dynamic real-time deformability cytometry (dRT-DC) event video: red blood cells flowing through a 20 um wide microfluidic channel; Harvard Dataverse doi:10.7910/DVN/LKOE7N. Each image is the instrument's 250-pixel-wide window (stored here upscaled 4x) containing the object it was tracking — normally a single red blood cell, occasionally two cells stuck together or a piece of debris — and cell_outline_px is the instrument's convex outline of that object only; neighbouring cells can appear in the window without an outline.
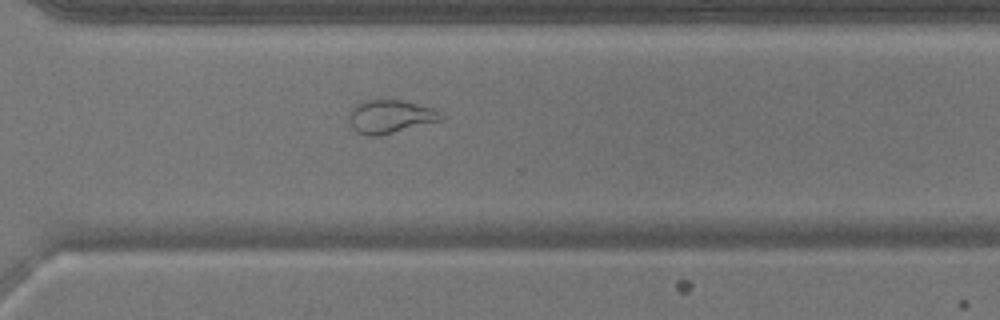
{"species": "common noctule bat (a hibernating species)", "species_latin": "Nyctalus noctula", "temperature_condition": "warm", "stored_images_in_passage": 36, "camera_frame_rate_fps": 3000, "um_per_image_px": 0.085, "animal": {"sex": "male", "body_mass_g": 17.9}, "frame": {"image": 1, "passage_image": 22, "time_ms": 7.0, "image_size_px": [1000, 320], "cell_outline_px": [[448, 116], [444, 120], [376, 136], [368, 136], [360, 132], [348, 120], [348, 116], [352, 108], [356, 104], [364, 100], [400, 100], [436, 108]], "centroid_in_image_um": [33.27, 9.89], "position_along_channel_um": 337.3, "area_um2": 17.86}}
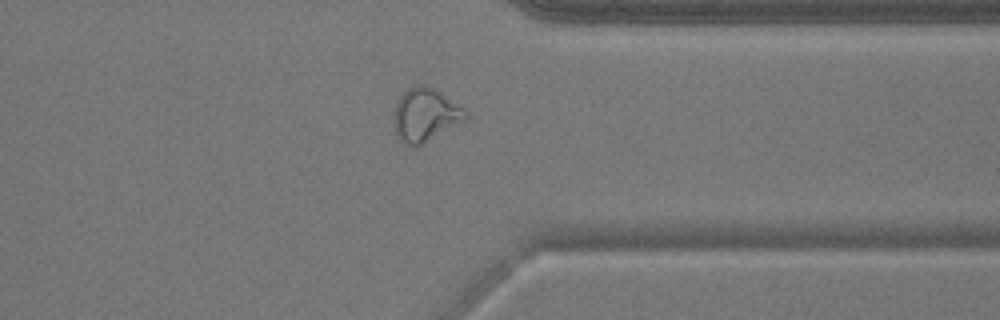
{"frame": {"image": 2, "passage_image": 25, "time_ms": 8.0, "image_size_px": [1000, 320], "cell_outline_px": [[468, 116], [464, 120], [416, 148], [400, 140], [396, 136], [392, 116], [396, 104], [400, 96], [412, 84], [424, 84], [440, 92], [464, 108], [468, 112]], "centroid_in_image_um": [36.11, 9.76], "position_along_channel_um": 375.3, "area_um2": 22.31}}
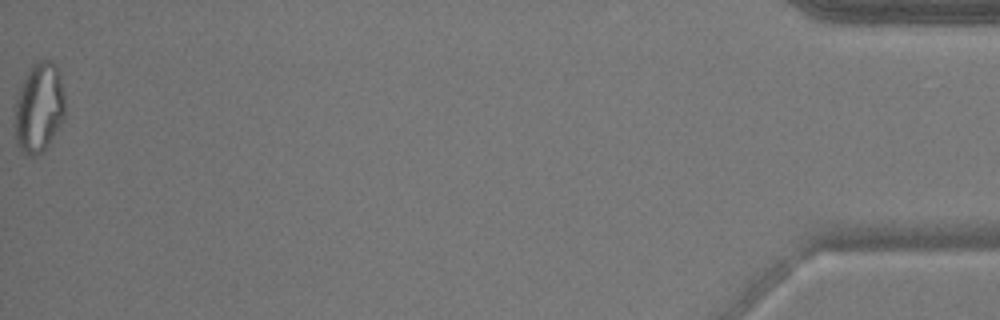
{"frame": {"image": 3, "passage_image": 36, "time_ms": 11.667, "image_size_px": [1000, 320], "cell_outline_px": [[64, 116], [48, 144], [36, 156], [32, 156], [24, 152], [16, 144], [16, 100], [20, 88], [32, 64], [40, 60], [52, 60], [56, 64], [60, 72], [64, 96]], "centroid_in_image_um": [3.33, 9.1], "position_along_channel_um": 431.9, "area_um2": 25.72}}